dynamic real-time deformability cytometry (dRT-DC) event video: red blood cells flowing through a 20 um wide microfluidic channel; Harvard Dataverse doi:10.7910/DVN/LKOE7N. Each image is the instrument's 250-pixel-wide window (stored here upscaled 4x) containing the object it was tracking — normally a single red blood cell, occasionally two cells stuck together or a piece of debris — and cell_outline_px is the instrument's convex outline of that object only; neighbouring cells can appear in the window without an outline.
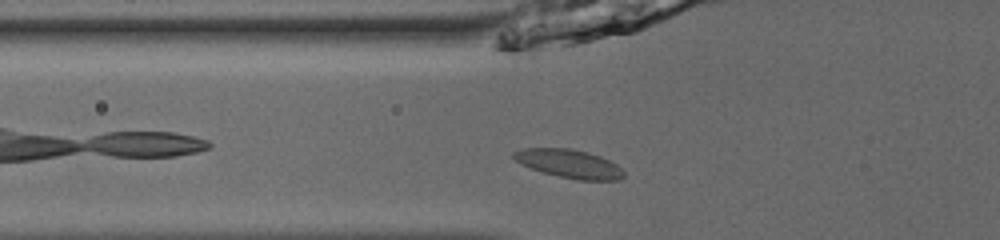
{"species": "common noctule bat (a hibernating species)", "species_latin": "Nyctalus noctula", "temperature_condition": "room temperature", "stored_images_in_passage": 30, "camera_frame_rate_fps": 3000, "um_per_image_px": 0.085, "animal": {"sex": "male", "body_mass_g": 13.0, "forearm_length_mm": 53.1}, "frame": {"image": 1, "passage_image": 3, "time_ms": 0.667, "image_size_px": [1000, 240], "cell_outline_px": [[624, 176], [616, 180], [580, 180], [560, 176], [544, 172], [532, 168], [516, 160], [512, 156], [512, 152], [524, 148], [568, 148], [588, 152], [600, 156], [616, 164], [624, 172]], "centroid_in_image_um": [48.39, 13.9], "position_along_channel_um": 77.4, "area_um2": 17.92}}
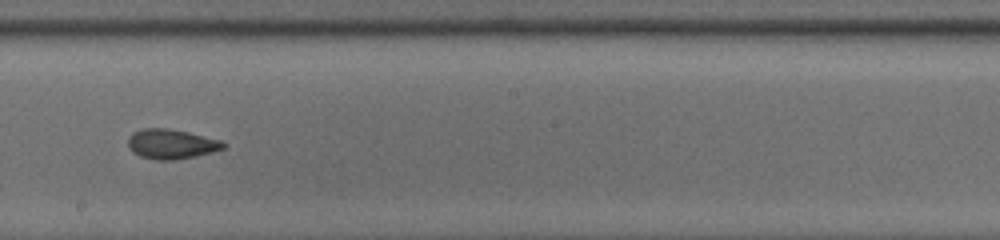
{"frame": {"image": 2, "passage_image": 15, "time_ms": 4.667, "image_size_px": [1000, 240], "cell_outline_px": [[228, 144], [224, 148], [212, 152], [196, 156], [172, 160], [156, 160], [140, 156], [132, 152], [128, 144], [128, 136], [132, 132], [144, 128], [168, 128], [188, 132], [220, 140]], "centroid_in_image_um": [14.55, 12.24], "position_along_channel_um": 233.7, "area_um2": 16.59}}
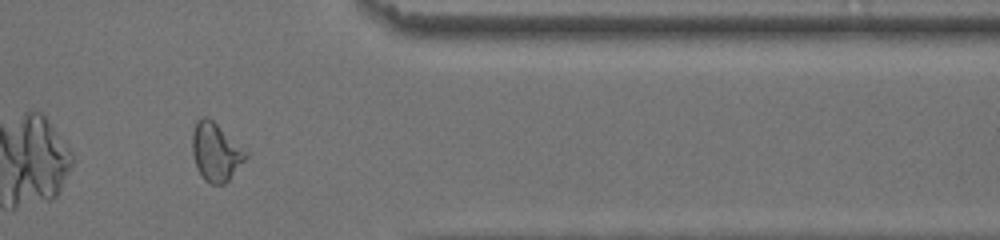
{"frame": {"image": 3, "passage_image": 28, "time_ms": 9.0, "image_size_px": [1000, 240], "cell_outline_px": [[248, 156], [228, 180], [224, 184], [208, 184], [200, 176], [196, 168], [192, 152], [192, 132], [196, 120], [204, 116], [208, 116], [248, 152]], "centroid_in_image_um": [18.31, 12.92], "position_along_channel_um": 393.1, "area_um2": 18.26}, "authors_computed_cell_mechanics": {"area_um2": 16.2707, "velocity_mm_per_s": 3.8719, "shape_relaxation_time_tau1_ms": 5.813, "shape_relaxation_time_tau2_ms": 2.7084, "deformation_change_tau1": 0.1599, "deformation_change_tau2": 0.0932}}